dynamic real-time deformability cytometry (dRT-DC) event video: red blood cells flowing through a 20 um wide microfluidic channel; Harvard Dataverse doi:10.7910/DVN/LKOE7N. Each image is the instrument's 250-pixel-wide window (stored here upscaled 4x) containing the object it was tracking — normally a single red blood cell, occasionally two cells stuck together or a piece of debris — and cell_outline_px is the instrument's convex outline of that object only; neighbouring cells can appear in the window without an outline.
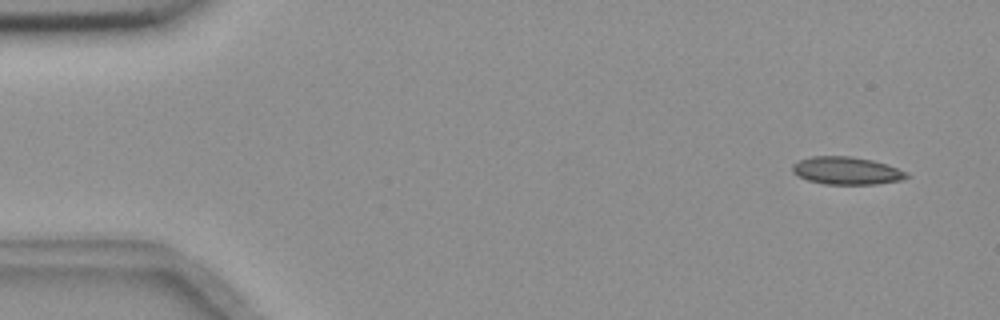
{"species": "common noctule bat (a hibernating species)", "species_latin": "Nyctalus noctula", "temperature_condition": "room temperature", "stored_images_in_passage": 8, "camera_frame_rate_fps": 3000, "um_per_image_px": 0.085, "animal": {"sex": "female", "body_mass_g": 18.4}, "frame": {"image": 1, "passage_image": 1, "time_ms": 0.0, "image_size_px": [1000, 320], "cell_outline_px": [[912, 176], [900, 180], [876, 184], [824, 184], [808, 180], [792, 172], [792, 164], [800, 160], [812, 156], [852, 156], [872, 160], [888, 164], [908, 172]], "centroid_in_image_um": [72.0, 14.5], "position_along_channel_um": 13.0, "area_um2": 18.5}}
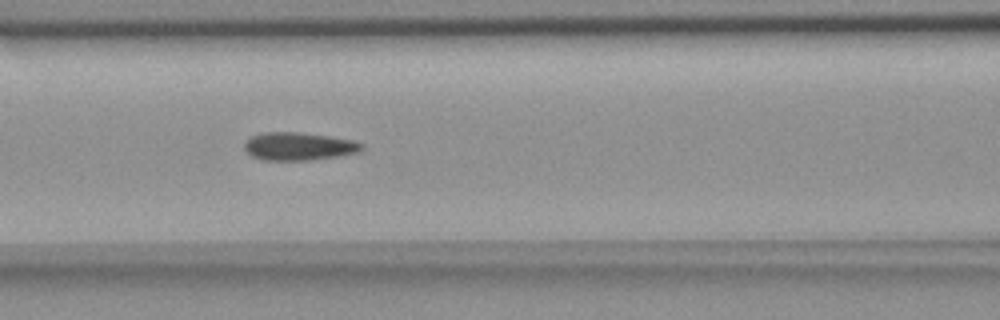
{"frame": {"image": 2, "passage_image": 7, "time_ms": 2.0, "image_size_px": [1000, 320], "cell_outline_px": [[364, 148], [356, 152], [336, 156], [312, 160], [264, 160], [252, 156], [244, 148], [244, 144], [252, 136], [268, 132], [296, 132], [328, 136], [352, 140], [364, 144]], "centroid_in_image_um": [25.39, 12.44], "position_along_channel_um": 141.2, "area_um2": 18.79}}
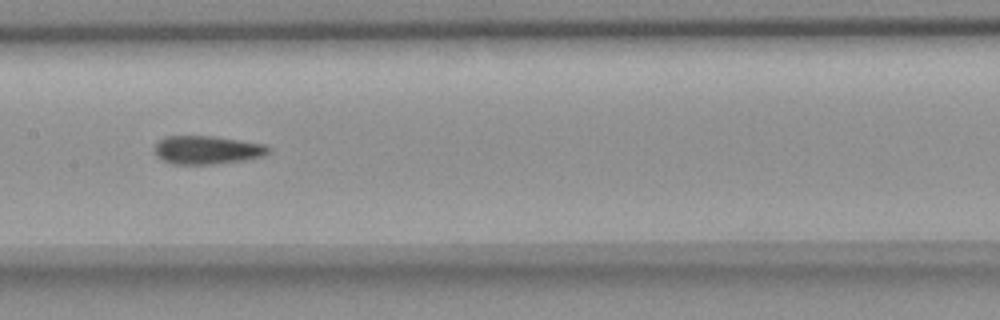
{"frame": {"image": 3, "passage_image": 8, "time_ms": 2.333, "image_size_px": [1000, 320], "cell_outline_px": [[268, 152], [264, 156], [244, 160], [212, 164], [172, 164], [156, 156], [156, 144], [164, 136], [212, 136], [264, 144], [268, 148]], "centroid_in_image_um": [17.59, 12.75], "position_along_channel_um": 189.8, "area_um2": 18.55}}